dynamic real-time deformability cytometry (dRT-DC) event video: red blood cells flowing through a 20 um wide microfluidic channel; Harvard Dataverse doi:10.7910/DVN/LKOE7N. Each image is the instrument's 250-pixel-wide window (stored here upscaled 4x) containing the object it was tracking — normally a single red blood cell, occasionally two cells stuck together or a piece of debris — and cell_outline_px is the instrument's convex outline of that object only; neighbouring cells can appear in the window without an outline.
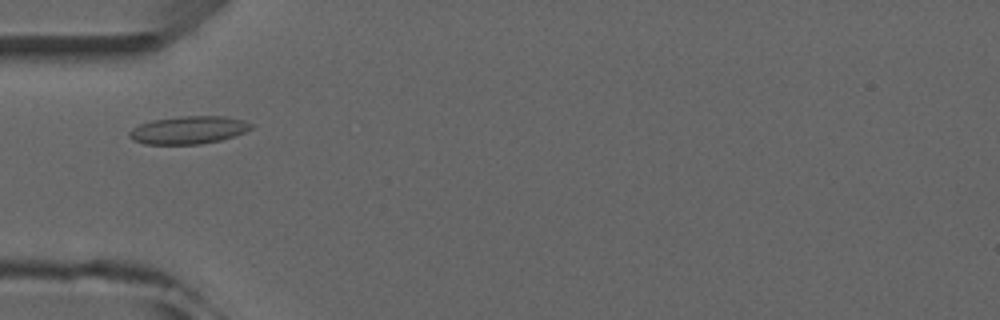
{"species": "common noctule bat (a hibernating species)", "species_latin": "Nyctalus noctula", "temperature_condition": "room temperature", "stored_images_in_passage": 7, "camera_frame_rate_fps": 3000, "um_per_image_px": 0.085, "animal": {"sex": "male", "forearm_length_mm": 52.5}, "frame": {"image": 1, "passage_image": 3, "time_ms": 3.333, "image_size_px": [1000, 320], "cell_outline_px": [[252, 128], [236, 136], [220, 140], [200, 144], [144, 144], [132, 140], [128, 136], [128, 132], [132, 128], [140, 124], [152, 120], [180, 116], [228, 116], [244, 120], [252, 124]], "centroid_in_image_um": [16.02, 11.05], "position_along_channel_um": 69.0, "area_um2": 19.88}}
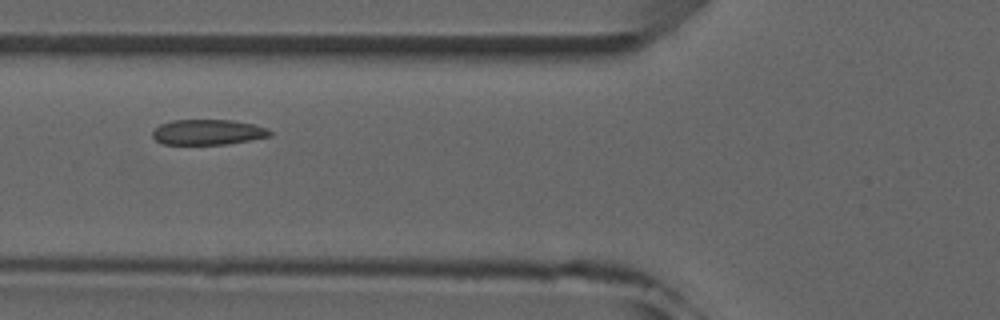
{"frame": {"image": 2, "passage_image": 4, "time_ms": 4.333, "image_size_px": [1000, 320], "cell_outline_px": [[272, 136], [228, 144], [164, 144], [156, 140], [152, 136], [152, 132], [160, 124], [172, 120], [232, 120], [252, 124], [268, 128], [272, 132]], "centroid_in_image_um": [17.69, 11.23], "position_along_channel_um": 108.1, "area_um2": 17.34}}
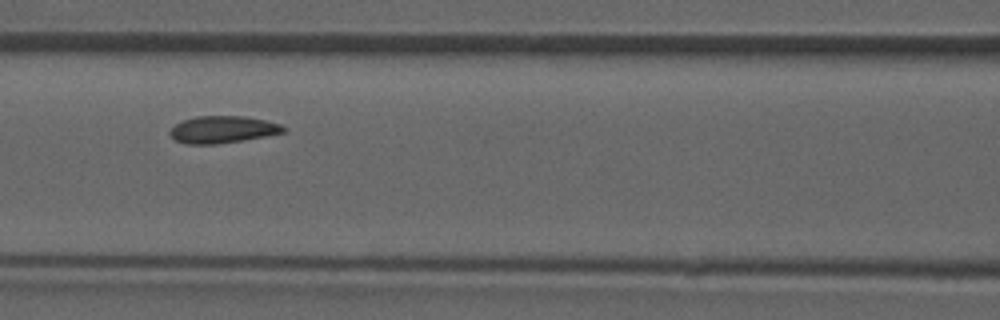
{"frame": {"image": 3, "passage_image": 5, "time_ms": 5.333, "image_size_px": [1000, 320], "cell_outline_px": [[288, 128], [284, 132], [244, 140], [216, 144], [188, 144], [176, 140], [168, 132], [176, 124], [184, 120], [196, 116], [244, 116], [264, 120], [280, 124]], "centroid_in_image_um": [18.94, 11.01], "position_along_channel_um": 147.7, "area_um2": 17.74}}